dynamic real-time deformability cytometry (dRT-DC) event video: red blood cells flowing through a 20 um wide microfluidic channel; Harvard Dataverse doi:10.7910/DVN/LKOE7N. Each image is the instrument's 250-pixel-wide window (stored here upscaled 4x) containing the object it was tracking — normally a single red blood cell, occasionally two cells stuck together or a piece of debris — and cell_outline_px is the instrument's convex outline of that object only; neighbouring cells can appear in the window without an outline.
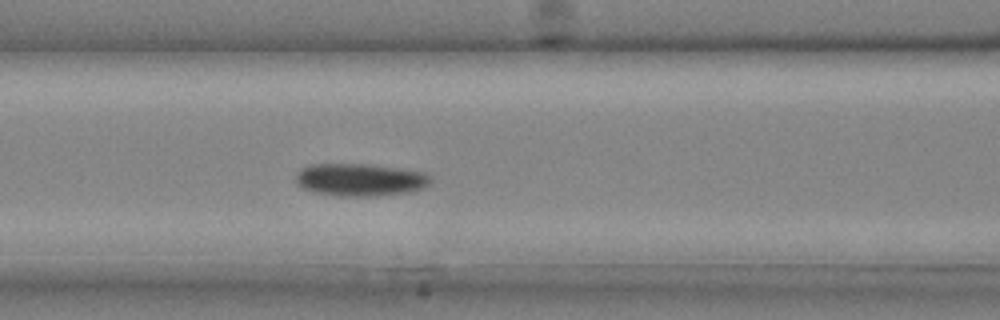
{"species": "common noctule bat (a hibernating species)", "species_latin": "Nyctalus noctula", "temperature_condition": "cold", "stored_images_in_passage": 22, "camera_frame_rate_fps": 3000, "um_per_image_px": 0.085, "animal": {"sex": "male", "body_mass_g": 20.4}, "frame": {"image": 1, "passage_image": 5, "time_ms": 1.333, "image_size_px": [1000, 320], "cell_outline_px": [[428, 184], [420, 188], [404, 192], [376, 196], [336, 196], [316, 192], [304, 188], [296, 180], [296, 172], [300, 168], [312, 164], [368, 164], [424, 172], [428, 176]], "centroid_in_image_um": [30.53, 15.27], "position_along_channel_um": 136.1, "area_um2": 25.09}}
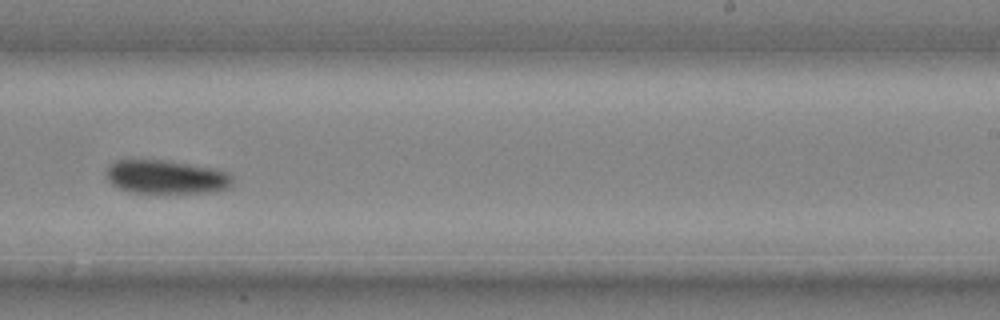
{"frame": {"image": 2, "passage_image": 12, "time_ms": 3.667, "image_size_px": [1000, 320], "cell_outline_px": [[232, 184], [228, 188], [208, 192], [128, 192], [112, 184], [108, 180], [108, 164], [116, 160], [164, 160], [212, 168], [228, 172], [232, 176]], "centroid_in_image_um": [14.12, 15.03], "position_along_channel_um": 274.9, "area_um2": 24.39}}
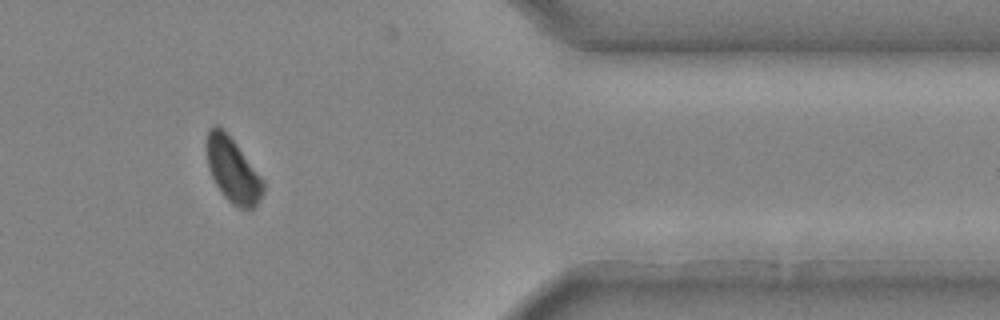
{"frame": {"image": 3, "passage_image": 19, "time_ms": 6.0, "image_size_px": [1000, 320], "cell_outline_px": [[264, 192], [256, 208], [240, 208], [232, 204], [224, 196], [216, 184], [208, 168], [208, 128], [212, 124], [220, 124], [236, 144], [264, 180]], "centroid_in_image_um": [19.81, 14.47], "position_along_channel_um": 391.6, "area_um2": 21.15}}